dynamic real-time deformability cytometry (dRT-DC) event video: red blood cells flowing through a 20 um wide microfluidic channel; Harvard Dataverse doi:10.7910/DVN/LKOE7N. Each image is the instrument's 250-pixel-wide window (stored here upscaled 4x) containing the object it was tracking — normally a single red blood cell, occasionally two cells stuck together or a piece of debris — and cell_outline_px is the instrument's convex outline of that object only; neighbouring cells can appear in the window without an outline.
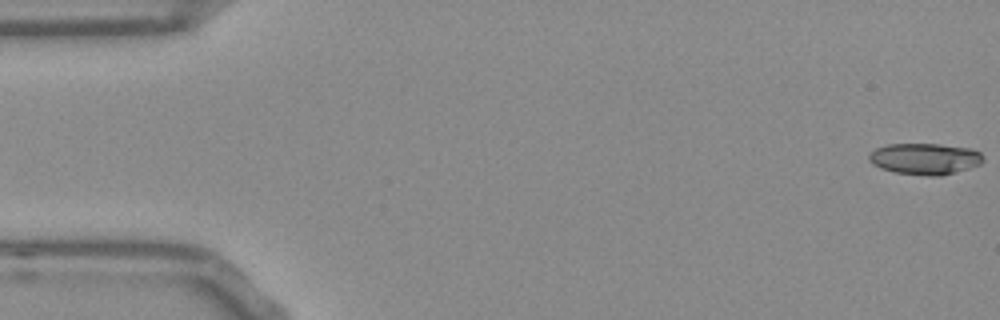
{"species": "Egyptian fruit bat (a non-hibernating species)", "species_latin": "Rousettus aegyptiacus", "temperature_condition": "room temperature", "stored_images_in_passage": 16, "camera_frame_rate_fps": 3000, "um_per_image_px": 0.085, "frame": {"image": 1, "passage_image": 1, "time_ms": 0.0, "image_size_px": [1000, 320], "cell_outline_px": [[984, 160], [980, 164], [956, 172], [940, 176], [928, 176], [896, 172], [880, 168], [872, 164], [868, 160], [868, 156], [876, 148], [888, 144], [940, 144], [968, 148], [980, 152]], "centroid_in_image_um": [78.6, 13.5], "position_along_channel_um": 6.4, "area_um2": 20.75}}
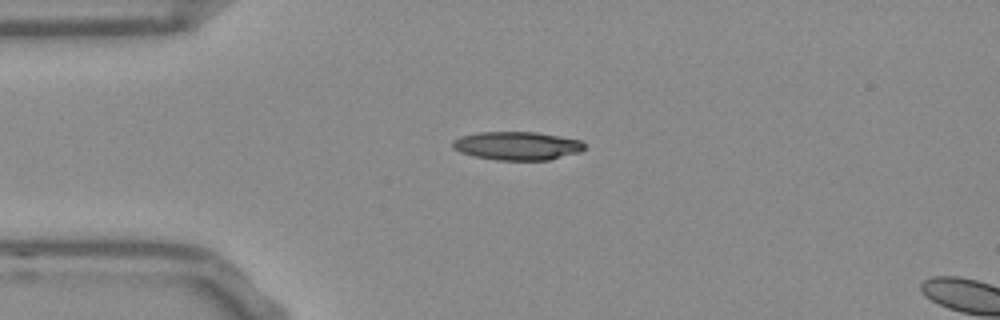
{"frame": {"image": 2, "passage_image": 13, "time_ms": 4.0, "image_size_px": [1000, 320], "cell_outline_px": [[584, 148], [580, 152], [548, 160], [496, 160], [476, 156], [460, 152], [452, 148], [452, 140], [460, 136], [480, 132], [536, 132], [580, 140], [584, 144]], "centroid_in_image_um": [43.93, 12.39], "position_along_channel_um": 41.1, "area_um2": 21.73}}